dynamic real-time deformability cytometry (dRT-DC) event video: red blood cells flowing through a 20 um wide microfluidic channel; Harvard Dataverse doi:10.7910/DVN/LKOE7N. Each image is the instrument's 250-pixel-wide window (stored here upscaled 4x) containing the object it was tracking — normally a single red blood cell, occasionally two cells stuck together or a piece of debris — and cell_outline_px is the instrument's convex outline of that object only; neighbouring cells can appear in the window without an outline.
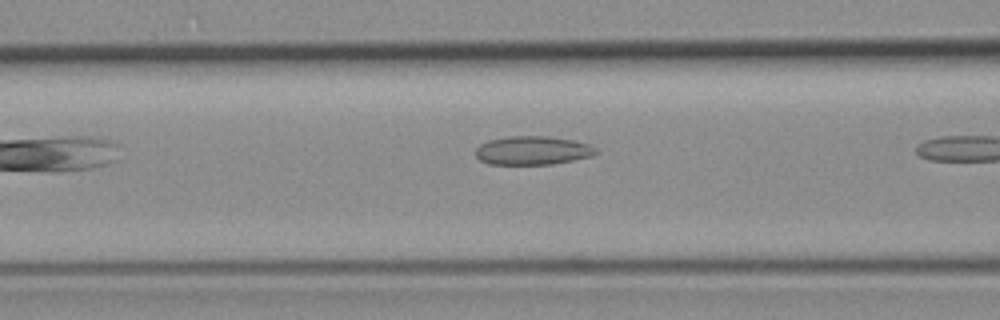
{"species": "common noctule bat (a hibernating species)", "species_latin": "Nyctalus noctula", "temperature_condition": "room temperature", "stored_images_in_passage": 7, "camera_frame_rate_fps": 3000, "um_per_image_px": 0.085, "animal": {"sex": "female", "body_mass_g": 19.3, "forearm_length_mm": 54.1}, "frame": {"image": 1, "passage_image": 4, "time_ms": 3.667, "image_size_px": [1000, 320], "cell_outline_px": [[600, 152], [592, 156], [552, 164], [488, 164], [480, 160], [476, 156], [476, 148], [480, 144], [488, 140], [508, 136], [544, 136], [572, 140], [588, 144], [596, 148]], "centroid_in_image_um": [45.26, 12.79], "position_along_channel_um": 121.3, "area_um2": 20.06}}
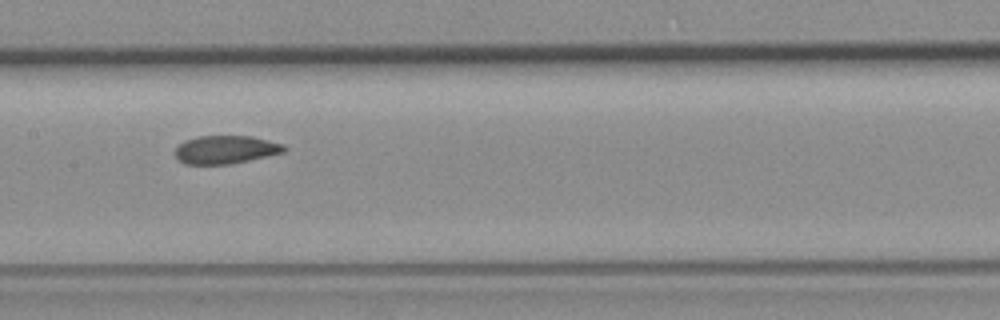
{"frame": {"image": 2, "passage_image": 7, "time_ms": 7.667, "image_size_px": [1000, 320], "cell_outline_px": [[288, 148], [284, 152], [268, 156], [228, 164], [184, 164], [176, 160], [176, 148], [184, 140], [196, 136], [252, 136], [284, 144]], "centroid_in_image_um": [19.17, 12.71], "position_along_channel_um": 188.2, "area_um2": 17.98}}